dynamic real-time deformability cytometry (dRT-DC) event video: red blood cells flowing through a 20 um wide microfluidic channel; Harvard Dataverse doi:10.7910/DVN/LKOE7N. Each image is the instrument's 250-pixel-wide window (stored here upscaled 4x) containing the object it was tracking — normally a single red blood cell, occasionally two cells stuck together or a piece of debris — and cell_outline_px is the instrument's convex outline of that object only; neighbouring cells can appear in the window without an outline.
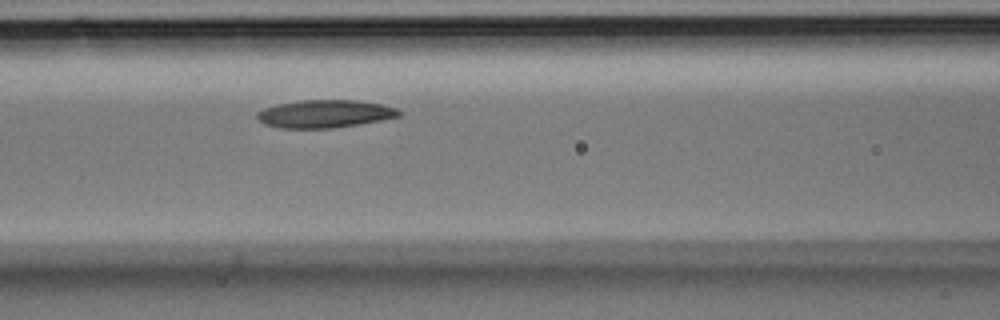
{"species": "Egyptian fruit bat (a non-hibernating species)", "species_latin": "Rousettus aegyptiacus", "temperature_condition": "room temperature", "stored_images_in_passage": 4, "camera_frame_rate_fps": 3000, "um_per_image_px": 0.085, "animal": {"sex": "male"}, "frame": {"image": 1, "passage_image": 3, "time_ms": 0.667, "image_size_px": [1000, 320], "cell_outline_px": [[400, 116], [380, 120], [332, 128], [280, 128], [264, 124], [256, 116], [256, 112], [264, 108], [280, 104], [300, 100], [356, 100], [380, 104], [396, 108], [400, 112]], "centroid_in_image_um": [27.57, 9.67], "position_along_channel_um": 139.0, "area_um2": 22.72}}